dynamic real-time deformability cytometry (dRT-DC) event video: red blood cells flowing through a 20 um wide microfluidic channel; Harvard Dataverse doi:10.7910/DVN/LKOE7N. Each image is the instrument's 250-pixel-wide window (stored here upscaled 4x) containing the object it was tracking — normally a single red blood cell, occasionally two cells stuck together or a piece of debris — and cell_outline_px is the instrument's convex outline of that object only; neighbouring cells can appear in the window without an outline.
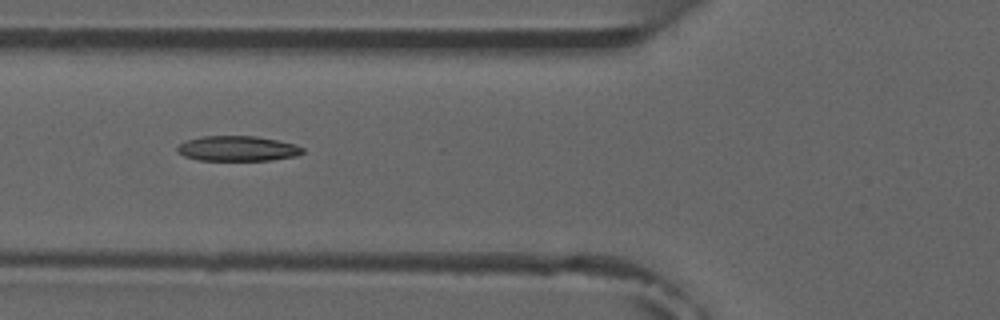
{"species": "common noctule bat (a hibernating species)", "species_latin": "Nyctalus noctula", "temperature_condition": "room temperature", "stored_images_in_passage": 7, "camera_frame_rate_fps": 3000, "um_per_image_px": 0.085, "animal": {"sex": "male", "forearm_length_mm": 52.5}, "frame": {"image": 1, "passage_image": 6, "time_ms": 6.333, "image_size_px": [1000, 320], "cell_outline_px": [[304, 152], [296, 156], [272, 160], [200, 160], [184, 156], [176, 152], [176, 148], [180, 144], [188, 140], [200, 136], [256, 136], [276, 140], [292, 144], [304, 148]], "centroid_in_image_um": [20.17, 12.63], "position_along_channel_um": 105.6, "area_um2": 18.26}}
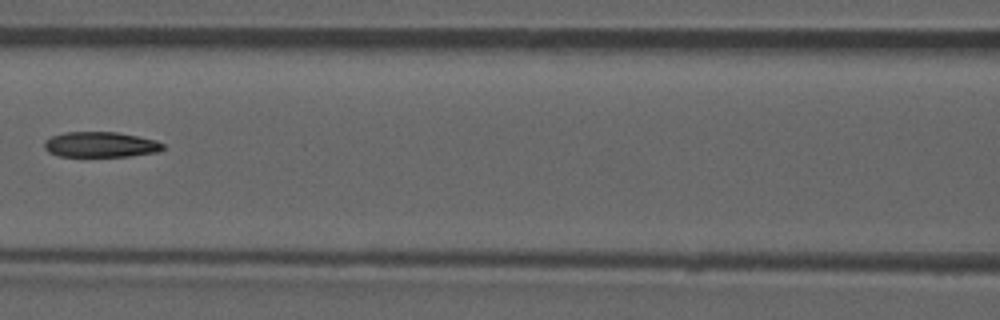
{"frame": {"image": 2, "passage_image": 7, "time_ms": 7.667, "image_size_px": [1000, 320], "cell_outline_px": [[164, 148], [160, 152], [132, 156], [60, 156], [48, 152], [44, 148], [44, 140], [52, 136], [64, 132], [116, 132], [156, 140], [164, 144]], "centroid_in_image_um": [8.55, 12.29], "position_along_channel_um": 158.0, "area_um2": 17.63}}